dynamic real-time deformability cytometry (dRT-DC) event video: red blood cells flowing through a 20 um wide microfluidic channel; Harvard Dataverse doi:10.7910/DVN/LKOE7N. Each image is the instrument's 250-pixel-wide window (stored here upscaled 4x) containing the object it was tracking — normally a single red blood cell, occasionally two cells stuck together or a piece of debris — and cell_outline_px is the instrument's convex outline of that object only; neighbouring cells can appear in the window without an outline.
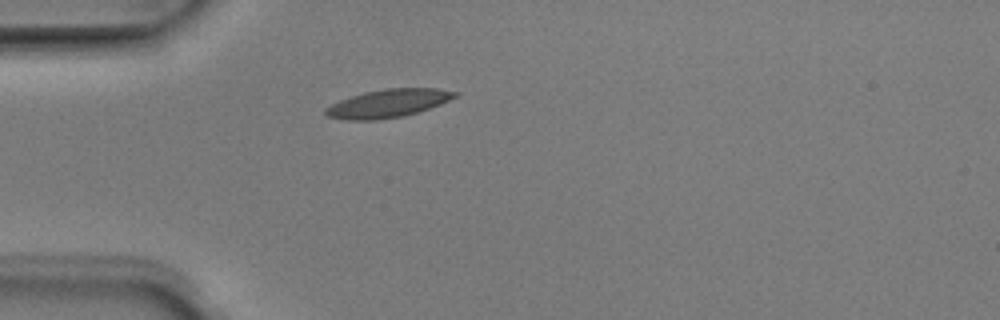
{"species": "Egyptian fruit bat (a non-hibernating species)", "species_latin": "Rousettus aegyptiacus", "temperature_condition": "room temperature", "stored_images_in_passage": 1, "camera_frame_rate_fps": 3000, "um_per_image_px": 0.085, "animal": {"sex": "male"}, "frame": {"image": 1, "passage_image": 1, "time_ms": 0.0, "image_size_px": [1000, 320], "cell_outline_px": [[460, 96], [440, 104], [404, 116], [376, 120], [348, 120], [328, 116], [324, 112], [324, 108], [340, 100], [364, 92], [384, 88], [440, 88], [460, 92]], "centroid_in_image_um": [33.04, 8.77], "position_along_channel_um": 52.0, "area_um2": 21.27}}